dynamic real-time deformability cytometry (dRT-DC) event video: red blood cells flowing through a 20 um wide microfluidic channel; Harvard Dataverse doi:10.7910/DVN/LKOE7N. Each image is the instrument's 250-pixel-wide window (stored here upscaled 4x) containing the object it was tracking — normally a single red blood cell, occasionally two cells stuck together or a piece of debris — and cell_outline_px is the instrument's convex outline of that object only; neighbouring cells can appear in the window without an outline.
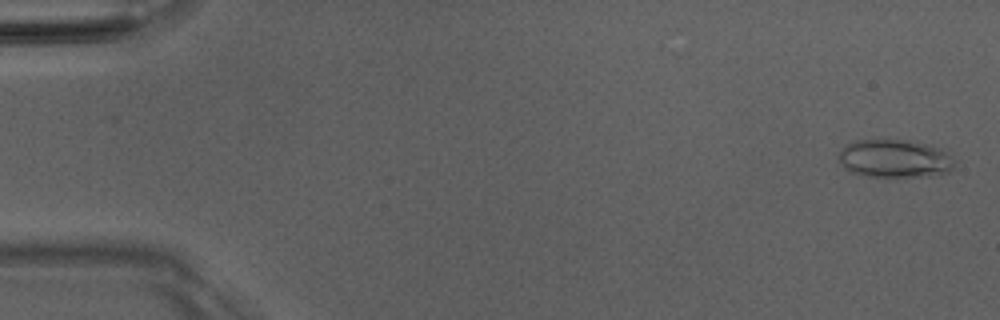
{"species": "Egyptian fruit bat (a non-hibernating species)", "species_latin": "Rousettus aegyptiacus", "temperature_condition": "room temperature", "stored_images_in_passage": 51, "camera_frame_rate_fps": 3000, "um_per_image_px": 0.085, "animal": {"sex": "male"}, "frame": {"image": 1, "passage_image": 2, "time_ms": 0.333, "image_size_px": [1000, 320], "cell_outline_px": [[952, 168], [948, 172], [932, 176], [868, 176], [848, 172], [840, 164], [840, 148], [844, 144], [856, 140], [908, 140], [928, 144], [944, 148], [952, 156]], "centroid_in_image_um": [76.03, 13.47], "position_along_channel_um": 9.0, "area_um2": 25.95}}
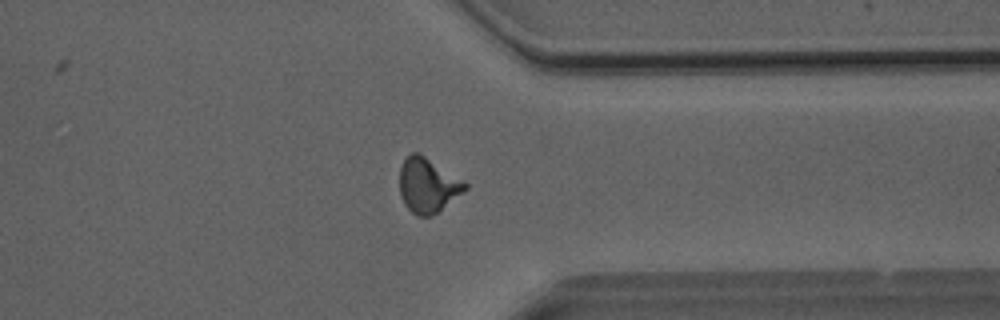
{"frame": {"image": 2, "passage_image": 40, "time_ms": 13.0, "image_size_px": [1000, 320], "cell_outline_px": [[468, 188], [464, 192], [432, 216], [416, 216], [404, 204], [400, 192], [400, 168], [404, 160], [412, 152], [420, 152], [464, 180], [468, 184]], "centroid_in_image_um": [36.38, 15.74], "position_along_channel_um": 375.0, "area_um2": 20.98}}
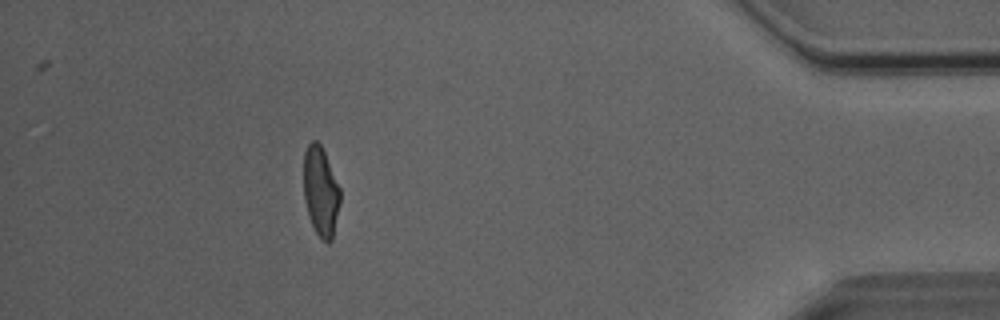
{"frame": {"image": 3, "passage_image": 46, "time_ms": 15.0, "image_size_px": [1000, 320], "cell_outline_px": [[340, 204], [332, 240], [328, 244], [316, 232], [308, 216], [304, 200], [304, 152], [308, 144], [312, 140], [316, 140], [320, 144], [324, 152], [340, 188]], "centroid_in_image_um": [27.26, 16.28], "position_along_channel_um": 407.9, "area_um2": 18.96}, "authors_computed_cell_mechanics": {"area_um2": 19.941, "velocity_mm_per_s": 4.0828, "shape_relaxation_time_tau1_ms": 5.4116, "shape_relaxation_time_tau2_ms": 1.3172, "deformation_change_tau1": 0.1851, "deformation_change_tau2": 0.0861}}